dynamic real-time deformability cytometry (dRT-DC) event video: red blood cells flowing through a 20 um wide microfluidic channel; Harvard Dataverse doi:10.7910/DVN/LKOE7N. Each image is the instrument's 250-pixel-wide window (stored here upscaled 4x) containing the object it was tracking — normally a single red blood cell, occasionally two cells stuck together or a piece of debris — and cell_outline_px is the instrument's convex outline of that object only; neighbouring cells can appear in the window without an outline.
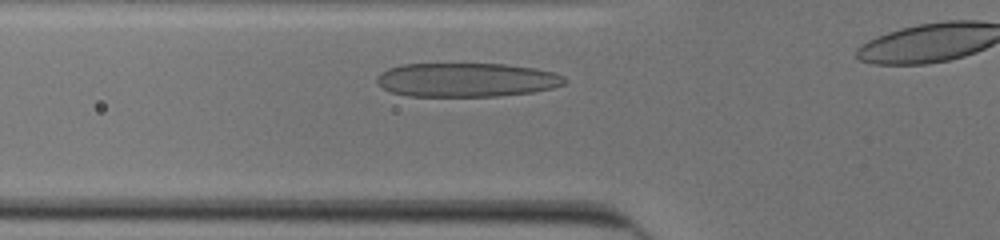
{"species": "human", "species_latin": "Homo sapiens", "temperature_condition": "cold", "stored_images_in_passage": 28, "camera_frame_rate_fps": 3000, "um_per_image_px": 0.085, "donor": {"sex": "male"}, "frame": {"image": 1, "passage_image": 6, "time_ms": 1.667, "image_size_px": [1000, 240], "cell_outline_px": [[564, 84], [552, 88], [532, 92], [496, 96], [408, 96], [392, 92], [384, 88], [376, 80], [376, 76], [380, 72], [388, 68], [400, 64], [508, 64], [536, 68], [556, 72], [564, 76]], "centroid_in_image_um": [39.65, 6.78], "position_along_channel_um": 86.1, "area_um2": 37.28}}
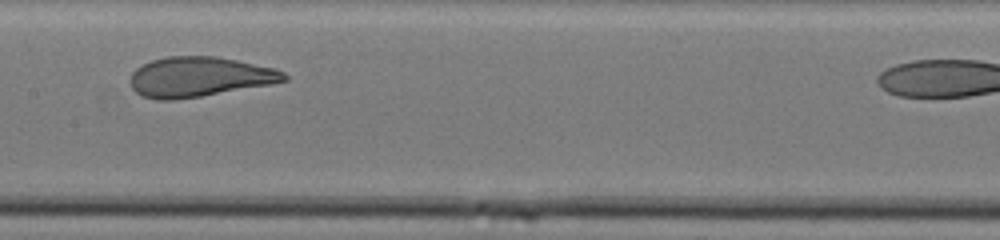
{"frame": {"image": 2, "passage_image": 14, "time_ms": 4.333, "image_size_px": [1000, 240], "cell_outline_px": [[288, 80], [272, 84], [200, 96], [172, 100], [156, 100], [140, 96], [132, 88], [132, 72], [136, 68], [152, 60], [168, 56], [216, 56], [276, 68], [284, 72], [288, 76]], "centroid_in_image_um": [16.96, 6.53], "position_along_channel_um": 190.4, "area_um2": 35.72}}
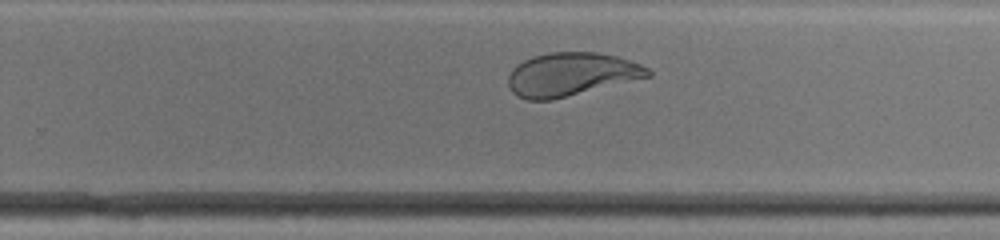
{"frame": {"image": 3, "passage_image": 21, "time_ms": 6.667, "image_size_px": [1000, 240], "cell_outline_px": [[652, 76], [552, 100], [528, 100], [516, 96], [512, 92], [508, 84], [508, 76], [512, 68], [516, 64], [532, 56], [548, 52], [596, 52], [616, 56], [640, 64], [648, 68], [652, 72]], "centroid_in_image_um": [48.52, 6.32], "position_along_channel_um": 281.3, "area_um2": 35.43}, "authors_computed_cell_mechanics": {"area_um2": 36.2406, "velocity_mm_per_s": 3.9022, "shape_relaxation_time_tau1_ms": 5.0118, "shape_relaxation_time_tau2_ms": null, "deformation_change_tau1": 0.2361, "deformation_change_tau2": null}}